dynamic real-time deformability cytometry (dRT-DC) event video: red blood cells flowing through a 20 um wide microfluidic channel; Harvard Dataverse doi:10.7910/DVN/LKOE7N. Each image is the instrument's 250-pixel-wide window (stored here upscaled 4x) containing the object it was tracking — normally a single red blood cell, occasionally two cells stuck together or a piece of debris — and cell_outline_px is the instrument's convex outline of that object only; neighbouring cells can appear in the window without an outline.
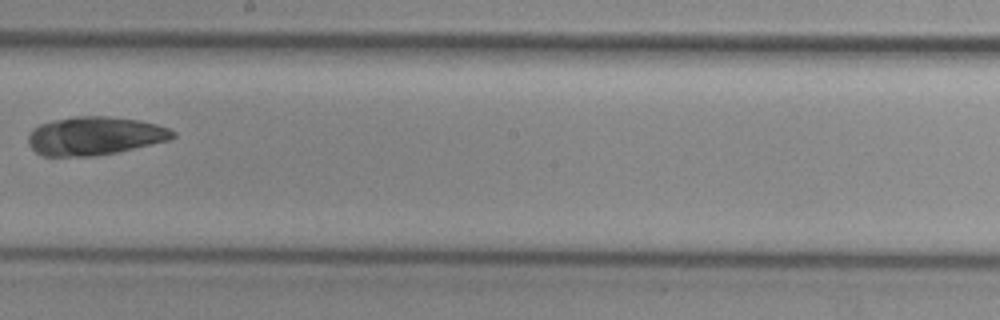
{"species": "common noctule bat (a hibernating species)", "species_latin": "Nyctalus noctula", "temperature_condition": "cold", "stored_images_in_passage": 8, "camera_frame_rate_fps": 3000, "um_per_image_px": 0.085, "animal": {"sex": "female", "body_mass_g": 29.2, "forearm_length_mm": 56.3}, "frame": {"image": 1, "passage_image": 8, "time_ms": 2.333, "image_size_px": [1000, 320], "cell_outline_px": [[176, 136], [168, 140], [116, 152], [96, 156], [44, 156], [36, 152], [28, 144], [28, 136], [32, 128], [40, 124], [52, 120], [76, 116], [108, 116], [140, 120], [156, 124], [168, 128], [176, 132]], "centroid_in_image_um": [8.03, 11.54], "position_along_channel_um": 240.2, "area_um2": 32.37}}